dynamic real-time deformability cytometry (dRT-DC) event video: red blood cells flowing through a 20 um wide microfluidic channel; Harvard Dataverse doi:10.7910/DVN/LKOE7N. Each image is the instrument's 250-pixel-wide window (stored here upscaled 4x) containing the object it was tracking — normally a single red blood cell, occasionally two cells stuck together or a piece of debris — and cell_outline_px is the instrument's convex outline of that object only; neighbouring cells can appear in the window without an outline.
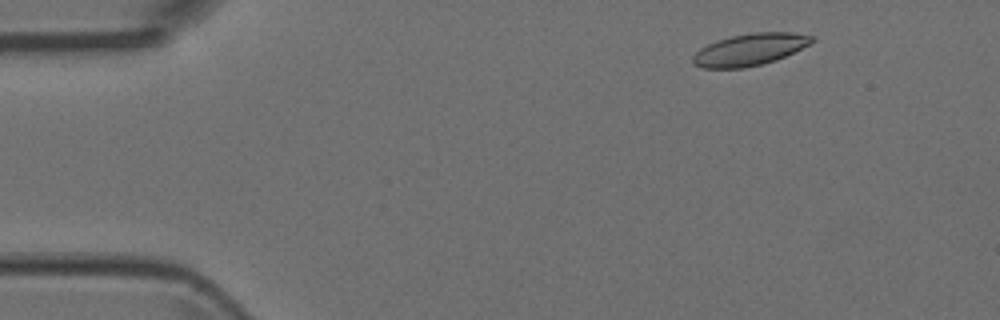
{"species": "Egyptian fruit bat (a non-hibernating species)", "species_latin": "Rousettus aegyptiacus", "temperature_condition": "room temperature", "stored_images_in_passage": 7, "camera_frame_rate_fps": 3000, "um_per_image_px": 0.085, "animal": {"sex": "female"}, "frame": {"image": 1, "passage_image": 1, "time_ms": 0.0, "image_size_px": [1000, 320], "cell_outline_px": [[816, 40], [812, 44], [776, 60], [744, 68], [704, 68], [692, 64], [692, 56], [700, 48], [716, 40], [732, 36], [752, 32], [792, 32], [816, 36]], "centroid_in_image_um": [63.77, 4.2], "position_along_channel_um": 21.2, "area_um2": 22.37}}
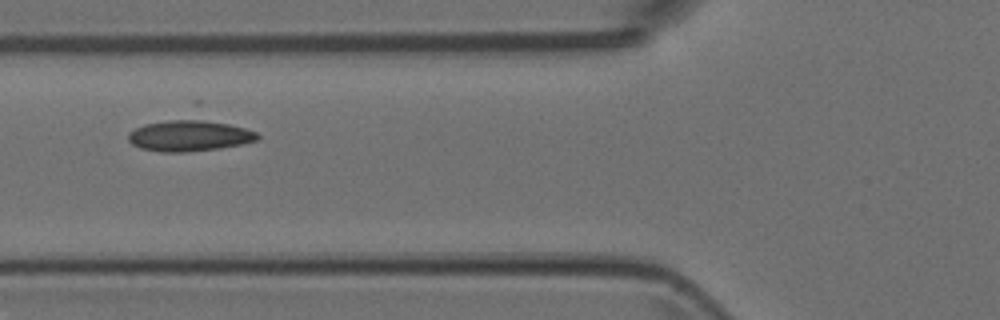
{"frame": {"image": 2, "passage_image": 4, "time_ms": 1.0, "image_size_px": [1000, 320], "cell_outline_px": [[260, 136], [256, 140], [240, 144], [220, 148], [184, 152], [160, 152], [140, 148], [132, 144], [128, 140], [128, 132], [144, 124], [188, 116], [192, 116], [228, 124], [244, 128], [256, 132]], "centroid_in_image_um": [16.05, 11.5], "position_along_channel_um": 109.7, "area_um2": 23.87}}
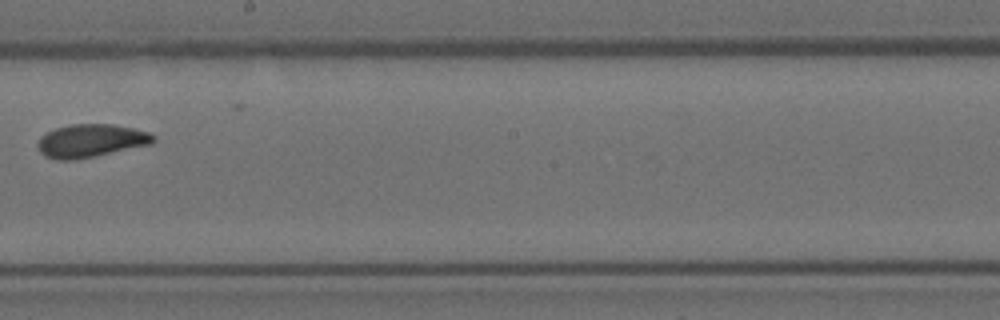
{"frame": {"image": 3, "passage_image": 7, "time_ms": 2.0, "image_size_px": [1000, 320], "cell_outline_px": [[156, 140], [152, 144], [96, 156], [76, 160], [56, 160], [44, 156], [40, 152], [36, 144], [48, 132], [56, 128], [72, 124], [112, 124], [132, 128], [148, 132], [156, 136]], "centroid_in_image_um": [7.75, 11.98], "position_along_channel_um": 240.5, "area_um2": 22.31}}